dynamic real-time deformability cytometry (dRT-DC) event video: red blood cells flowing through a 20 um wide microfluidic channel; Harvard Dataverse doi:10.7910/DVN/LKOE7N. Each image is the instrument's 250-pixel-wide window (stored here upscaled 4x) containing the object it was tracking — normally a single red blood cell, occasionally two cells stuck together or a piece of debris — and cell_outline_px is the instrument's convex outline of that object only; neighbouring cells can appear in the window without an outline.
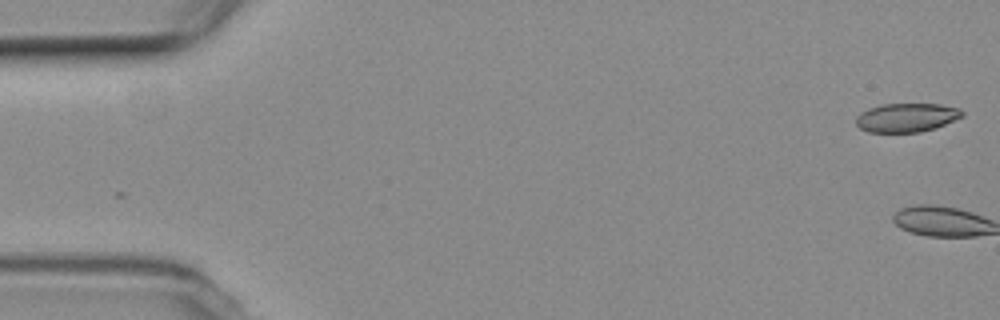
{"species": "common noctule bat (a hibernating species)", "species_latin": "Nyctalus noctula", "temperature_condition": "room temperature", "stored_images_in_passage": 3, "camera_frame_rate_fps": 3000, "um_per_image_px": 0.085, "animal": {"sex": "female", "body_mass_g": 19.3, "forearm_length_mm": 54.1}, "frame": {"image": 1, "passage_image": 1, "time_ms": 0.0, "image_size_px": [1000, 320], "cell_outline_px": [[964, 116], [944, 124], [920, 132], [868, 132], [860, 128], [856, 124], [856, 116], [860, 112], [868, 108], [880, 104], [940, 104], [960, 108], [964, 112]], "centroid_in_image_um": [77.04, 9.98], "position_along_channel_um": 8.0, "area_um2": 17.86}}